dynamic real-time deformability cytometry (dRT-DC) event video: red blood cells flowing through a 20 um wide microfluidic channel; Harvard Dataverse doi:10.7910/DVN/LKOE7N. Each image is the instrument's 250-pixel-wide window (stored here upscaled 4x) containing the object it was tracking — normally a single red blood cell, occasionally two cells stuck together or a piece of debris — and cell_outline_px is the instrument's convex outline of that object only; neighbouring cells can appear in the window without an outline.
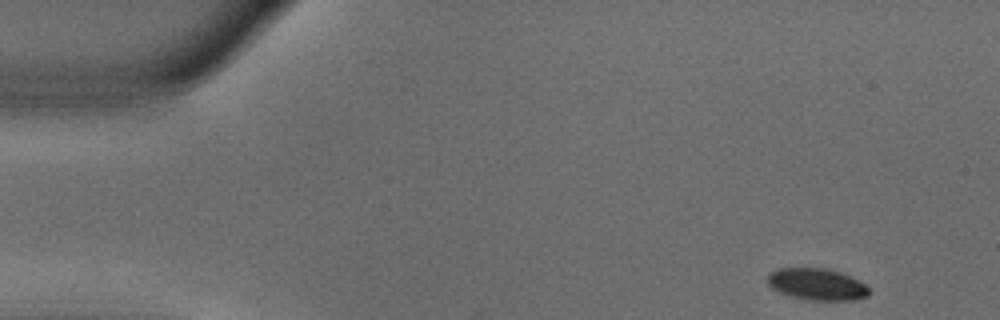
{"species": "common noctule bat (a hibernating species)", "species_latin": "Nyctalus noctula", "temperature_condition": "warm", "stored_images_in_passage": 50, "camera_frame_rate_fps": 3000, "um_per_image_px": 0.085, "animal": {"sex": "male", "body_mass_g": 18.8}, "frame": {"image": 1, "passage_image": 1, "time_ms": 0.0, "image_size_px": [1000, 320], "cell_outline_px": [[868, 296], [848, 300], [812, 300], [792, 296], [780, 292], [772, 288], [768, 284], [768, 272], [776, 268], [824, 268], [840, 272], [864, 284], [868, 288]], "centroid_in_image_um": [69.38, 24.15], "position_along_channel_um": 15.6, "area_um2": 18.44}}
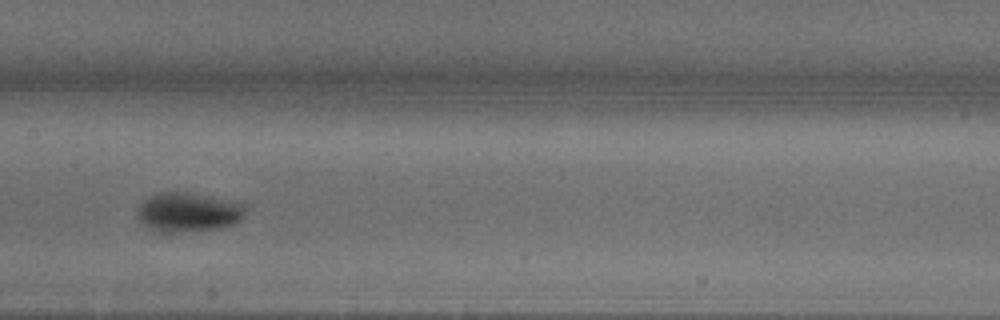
{"frame": {"image": 2, "passage_image": 23, "time_ms": 7.333, "image_size_px": [1000, 320], "cell_outline_px": [[244, 216], [236, 224], [224, 228], [180, 232], [160, 232], [144, 224], [140, 220], [140, 204], [148, 196], [160, 192], [188, 192], [244, 204]], "centroid_in_image_um": [16.03, 18.04], "position_along_channel_um": 191.4, "area_um2": 24.39}}
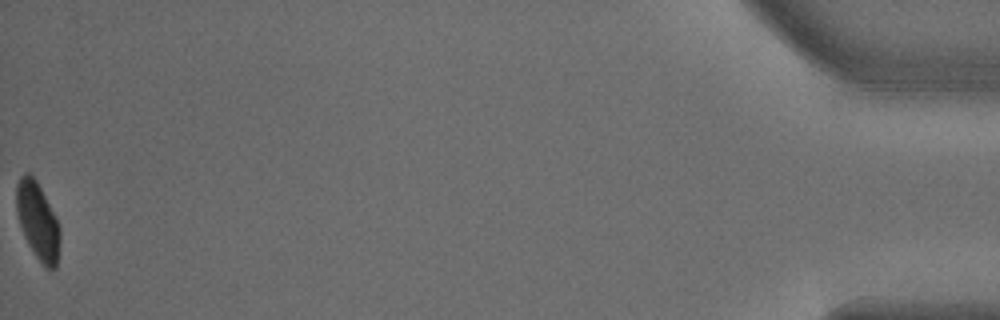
{"frame": {"image": 3, "passage_image": 50, "time_ms": 16.333, "image_size_px": [1000, 320], "cell_outline_px": [[60, 244], [56, 268], [44, 268], [28, 244], [24, 236], [16, 212], [16, 184], [20, 176], [24, 172], [28, 172], [36, 180], [60, 228]], "centroid_in_image_um": [3.19, 18.8], "position_along_channel_um": 432.0, "area_um2": 19.36}, "authors_computed_cell_mechanics": {"area_um2": 21.8195, "velocity_mm_per_s": 3.7796, "shape_relaxation_time_tau1_ms": 4.6695, "shape_relaxation_time_tau2_ms": null, "deformation_change_tau1": 0.1763, "deformation_change_tau2": null}}